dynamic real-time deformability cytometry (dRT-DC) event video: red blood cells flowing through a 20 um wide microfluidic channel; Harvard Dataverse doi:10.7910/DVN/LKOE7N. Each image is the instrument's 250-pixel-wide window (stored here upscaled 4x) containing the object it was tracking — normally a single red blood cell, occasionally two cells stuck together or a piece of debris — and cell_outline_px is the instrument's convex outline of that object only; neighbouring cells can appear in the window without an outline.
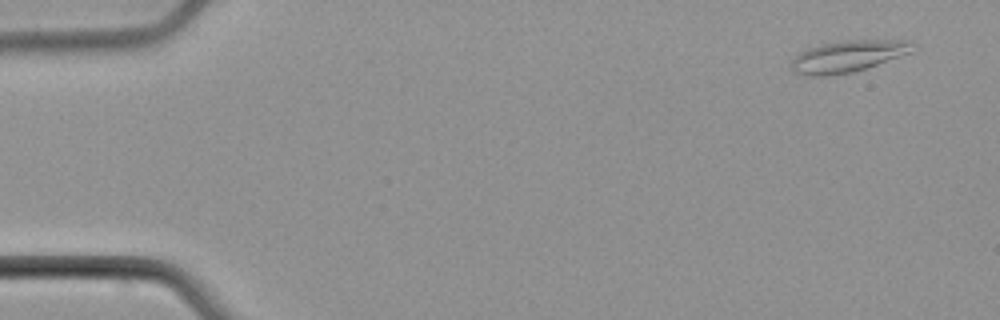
{"species": "common noctule bat (a hibernating species)", "species_latin": "Nyctalus noctula", "temperature_condition": "cold", "stored_images_in_passage": 3, "camera_frame_rate_fps": 3000, "um_per_image_px": 0.085, "animal": {"sex": "male", "body_mass_g": 21.5, "forearm_length_mm": 52.0}, "frame": {"image": 1, "passage_image": 1, "time_ms": 0.0, "image_size_px": [1000, 320], "cell_outline_px": [[912, 52], [852, 72], [824, 76], [804, 76], [792, 72], [792, 60], [800, 52], [808, 48], [820, 44], [848, 40], [912, 40]], "centroid_in_image_um": [72.03, 4.78], "position_along_channel_um": 13.0, "area_um2": 22.14}}